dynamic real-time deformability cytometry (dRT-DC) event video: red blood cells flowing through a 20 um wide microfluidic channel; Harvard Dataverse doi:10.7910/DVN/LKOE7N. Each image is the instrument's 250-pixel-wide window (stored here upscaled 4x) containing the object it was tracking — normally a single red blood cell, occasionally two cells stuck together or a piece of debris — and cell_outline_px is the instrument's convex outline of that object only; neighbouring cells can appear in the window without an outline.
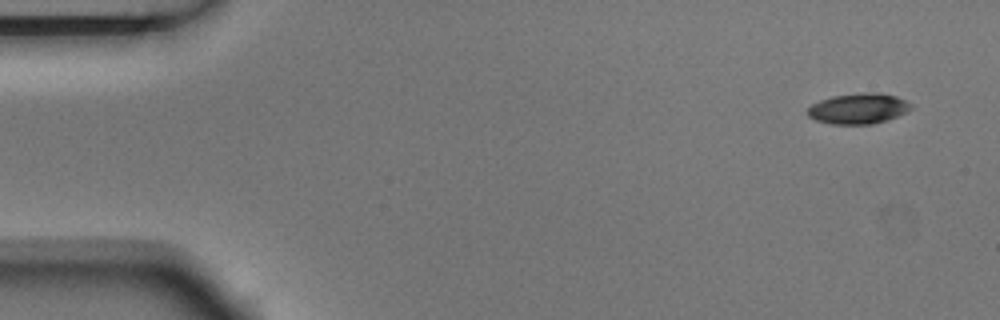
{"species": "Egyptian fruit bat (a non-hibernating species)", "species_latin": "Rousettus aegyptiacus", "temperature_condition": "room temperature", "stored_images_in_passage": 9, "camera_frame_rate_fps": 3000, "um_per_image_px": 0.085, "animal": {"sex": "male"}, "frame": {"image": 1, "passage_image": 1, "time_ms": 0.0, "image_size_px": [1000, 320], "cell_outline_px": [[912, 108], [888, 120], [872, 124], [832, 124], [816, 120], [808, 116], [808, 108], [812, 104], [820, 100], [832, 96], [860, 92], [876, 92], [896, 96], [912, 104]], "centroid_in_image_um": [72.95, 9.22], "position_along_channel_um": 12.0, "area_um2": 18.38}}
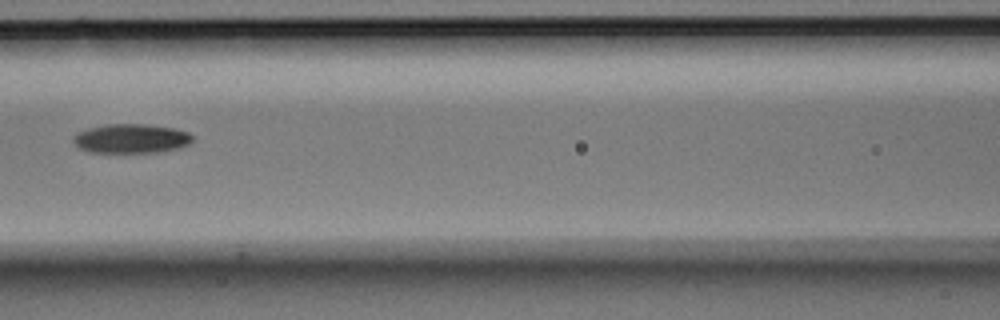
{"frame": {"image": 2, "passage_image": 7, "time_ms": 2.0, "image_size_px": [1000, 320], "cell_outline_px": [[192, 140], [188, 144], [180, 148], [164, 152], [88, 152], [80, 148], [72, 140], [76, 132], [88, 128], [108, 124], [144, 124], [172, 128], [188, 132], [192, 136]], "centroid_in_image_um": [11.14, 11.78], "position_along_channel_um": 155.5, "area_um2": 20.29}}
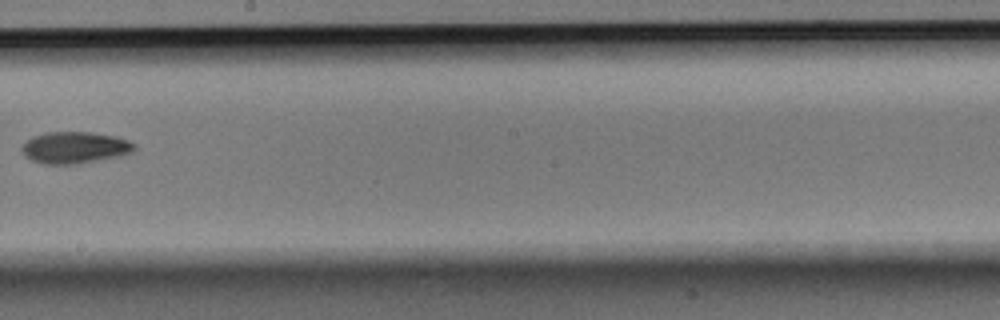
{"frame": {"image": 3, "passage_image": 9, "time_ms": 2.667, "image_size_px": [1000, 320], "cell_outline_px": [[136, 148], [132, 152], [120, 156], [76, 164], [44, 164], [32, 160], [24, 156], [20, 148], [32, 136], [48, 132], [92, 132], [116, 136], [128, 140], [136, 144]], "centroid_in_image_um": [6.37, 12.54], "position_along_channel_um": 241.8, "area_um2": 20.87}}